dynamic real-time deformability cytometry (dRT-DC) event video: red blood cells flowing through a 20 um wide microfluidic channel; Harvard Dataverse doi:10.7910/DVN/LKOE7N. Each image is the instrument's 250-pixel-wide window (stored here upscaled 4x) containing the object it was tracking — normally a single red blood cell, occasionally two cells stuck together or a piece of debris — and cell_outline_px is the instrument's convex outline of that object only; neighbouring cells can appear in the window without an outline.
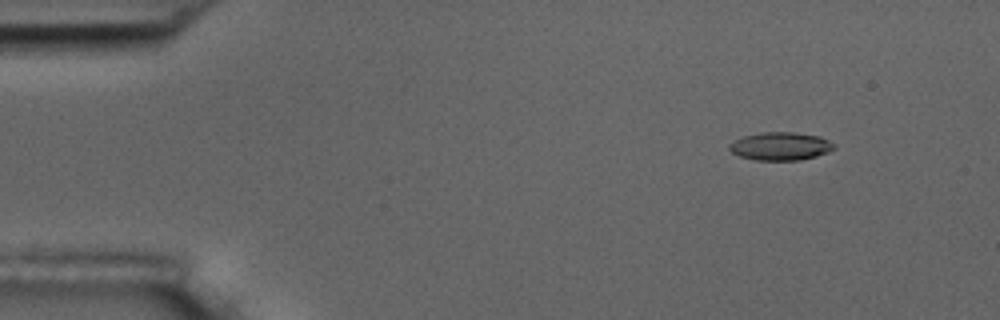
{"species": "common noctule bat (a hibernating species)", "species_latin": "Nyctalus noctula", "temperature_condition": "room temperature", "stored_images_in_passage": 6, "camera_frame_rate_fps": 3000, "um_per_image_px": 0.085, "animal": {"sex": "male", "body_mass_g": 17.5, "forearm_length_mm": 52.3}, "frame": {"image": 1, "passage_image": 2, "time_ms": 1.0, "image_size_px": [1000, 320], "cell_outline_px": [[836, 148], [828, 152], [816, 156], [800, 160], [756, 160], [740, 156], [732, 152], [728, 148], [728, 144], [744, 136], [760, 132], [792, 132], [820, 136], [828, 140]], "centroid_in_image_um": [66.33, 12.43], "position_along_channel_um": 18.7, "area_um2": 17.05}}
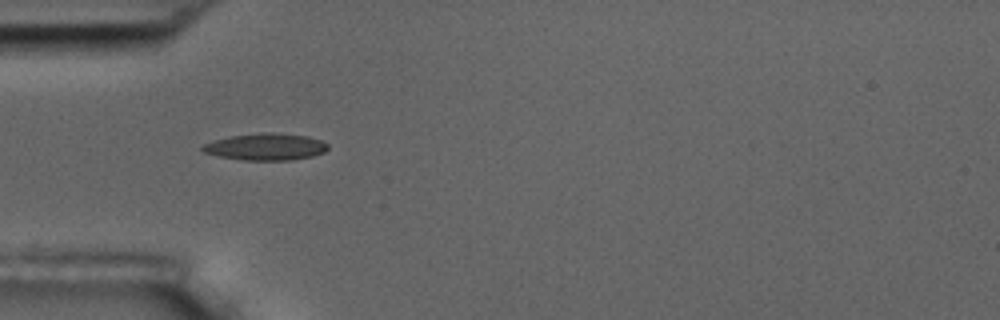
{"frame": {"image": 2, "passage_image": 5, "time_ms": 4.667, "image_size_px": [1000, 320], "cell_outline_px": [[328, 148], [324, 152], [312, 156], [292, 160], [240, 160], [216, 156], [204, 152], [200, 148], [204, 144], [212, 140], [228, 136], [264, 132], [272, 132], [308, 136], [320, 140], [328, 144]], "centroid_in_image_um": [22.55, 12.47], "position_along_channel_um": 62.5, "area_um2": 19.83}}